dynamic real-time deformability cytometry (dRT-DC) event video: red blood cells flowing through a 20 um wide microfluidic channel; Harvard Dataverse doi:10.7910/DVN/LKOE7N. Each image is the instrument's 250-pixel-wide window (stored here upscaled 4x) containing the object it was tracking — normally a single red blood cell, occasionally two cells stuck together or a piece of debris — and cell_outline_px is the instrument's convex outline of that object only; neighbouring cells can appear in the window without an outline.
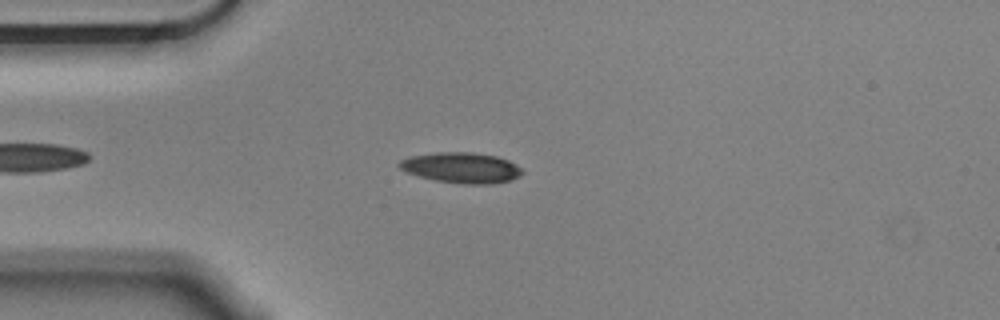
{"species": "Egyptian fruit bat (a non-hibernating species)", "species_latin": "Rousettus aegyptiacus", "temperature_condition": "cold", "stored_images_in_passage": 46, "camera_frame_rate_fps": 3000, "um_per_image_px": 0.085, "animal": {"sex": "male"}, "frame": {"image": 1, "passage_image": 8, "time_ms": 2.333, "image_size_px": [1000, 320], "cell_outline_px": [[524, 172], [520, 176], [512, 180], [492, 184], [464, 184], [436, 180], [420, 176], [408, 172], [400, 168], [396, 164], [400, 160], [408, 156], [440, 152], [472, 152], [496, 156], [508, 160], [516, 164]], "centroid_in_image_um": [39.24, 14.25], "position_along_channel_um": 45.8, "area_um2": 21.91}}
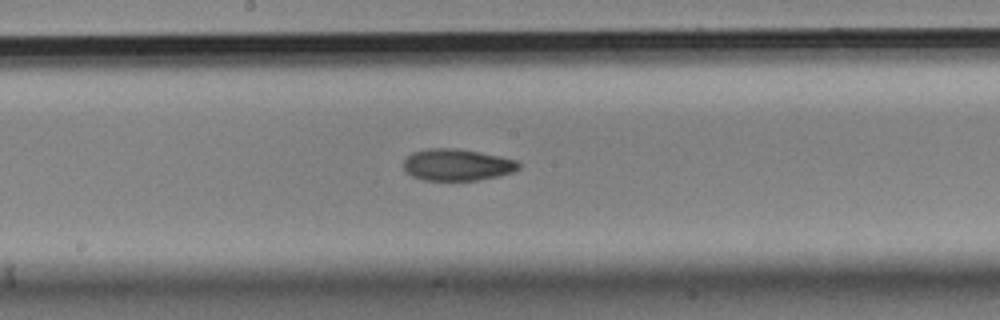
{"frame": {"image": 2, "passage_image": 23, "time_ms": 7.333, "image_size_px": [1000, 320], "cell_outline_px": [[520, 168], [512, 172], [500, 176], [476, 180], [424, 180], [412, 176], [404, 168], [404, 160], [412, 152], [428, 148], [456, 148], [480, 152], [500, 156], [516, 160], [520, 164]], "centroid_in_image_um": [38.87, 14.0], "position_along_channel_um": 209.3, "area_um2": 21.27}}
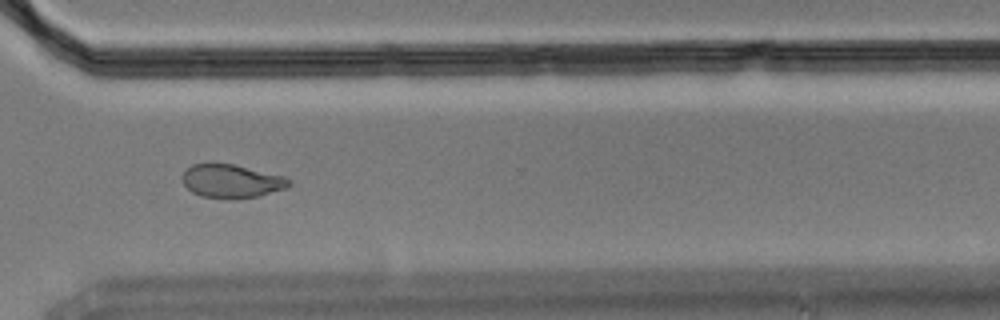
{"frame": {"image": 3, "passage_image": 35, "time_ms": 11.333, "image_size_px": [1000, 320], "cell_outline_px": [[292, 184], [288, 188], [256, 196], [236, 200], [228, 200], [200, 196], [192, 192], [184, 184], [184, 172], [192, 164], [212, 160], [232, 164], [284, 176], [292, 180]], "centroid_in_image_um": [19.68, 15.38], "position_along_channel_um": 350.9, "area_um2": 21.39}, "authors_computed_cell_mechanics": {"area_um2": 21.3282, "velocity_mm_per_s": 3.5472, "shape_relaxation_time_tau1_ms": null, "shape_relaxation_time_tau2_ms": 9.2747, "deformation_change_tau1": null, "deformation_change_tau2": 0.1479}}